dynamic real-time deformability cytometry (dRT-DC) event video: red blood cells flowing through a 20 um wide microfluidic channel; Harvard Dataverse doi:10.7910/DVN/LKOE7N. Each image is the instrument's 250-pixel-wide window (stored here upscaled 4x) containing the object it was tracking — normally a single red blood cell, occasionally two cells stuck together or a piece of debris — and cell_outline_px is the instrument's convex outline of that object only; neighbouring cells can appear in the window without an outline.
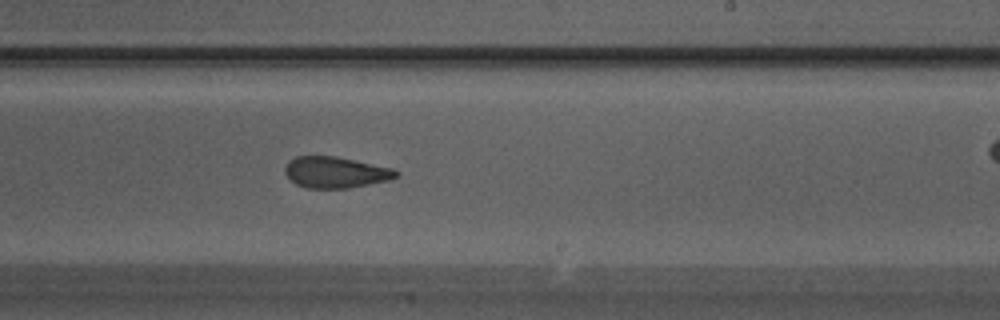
{"species": "Egyptian fruit bat (a non-hibernating species)", "species_latin": "Rousettus aegyptiacus", "temperature_condition": "warm", "stored_images_in_passage": 32, "camera_frame_rate_fps": 3000, "um_per_image_px": 0.085, "animal": {"sex": "male"}, "frame": {"image": 1, "passage_image": 19, "time_ms": 6.0, "image_size_px": [1000, 320], "cell_outline_px": [[400, 176], [388, 180], [348, 188], [308, 188], [296, 184], [284, 172], [284, 168], [288, 160], [296, 156], [336, 156], [392, 168], [400, 172]], "centroid_in_image_um": [28.52, 14.64], "position_along_channel_um": 260.5, "area_um2": 20.17}}